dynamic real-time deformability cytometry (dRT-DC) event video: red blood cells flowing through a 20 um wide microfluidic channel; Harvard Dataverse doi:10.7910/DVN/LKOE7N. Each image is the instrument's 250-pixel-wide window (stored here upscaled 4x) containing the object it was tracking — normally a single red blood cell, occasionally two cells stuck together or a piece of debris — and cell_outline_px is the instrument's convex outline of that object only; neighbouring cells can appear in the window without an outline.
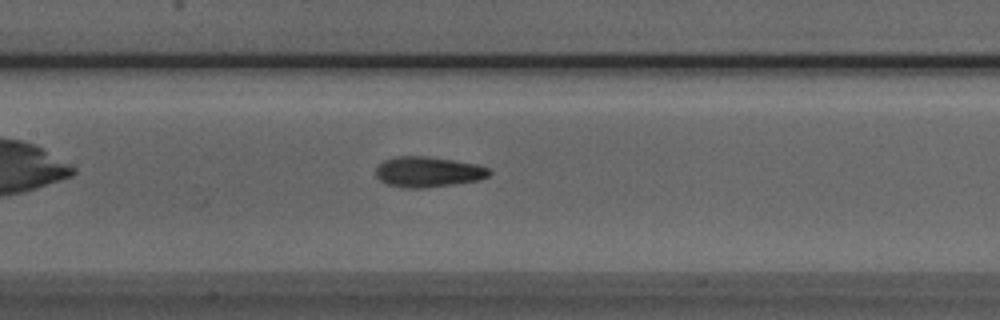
{"species": "Egyptian fruit bat (a non-hibernating species)", "species_latin": "Rousettus aegyptiacus", "temperature_condition": "room temperature", "stored_images_in_passage": 34, "camera_frame_rate_fps": 3000, "um_per_image_px": 0.085, "animal": {"sex": "male"}, "frame": {"image": 1, "passage_image": 13, "time_ms": 4.0, "image_size_px": [1000, 320], "cell_outline_px": [[492, 172], [488, 176], [480, 180], [424, 188], [404, 188], [384, 184], [376, 176], [376, 168], [384, 160], [396, 156], [428, 156], [476, 164], [488, 168]], "centroid_in_image_um": [36.36, 14.61], "position_along_channel_um": 171.0, "area_um2": 20.17}}
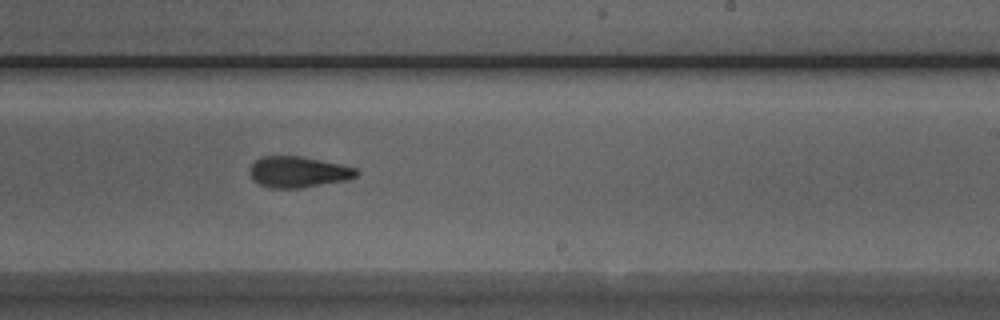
{"frame": {"image": 2, "passage_image": 20, "time_ms": 6.333, "image_size_px": [1000, 320], "cell_outline_px": [[360, 172], [356, 176], [348, 180], [300, 188], [272, 188], [260, 184], [252, 180], [248, 172], [252, 164], [260, 156], [300, 156], [340, 164], [356, 168]], "centroid_in_image_um": [25.33, 14.62], "position_along_channel_um": 263.7, "area_um2": 19.36}}
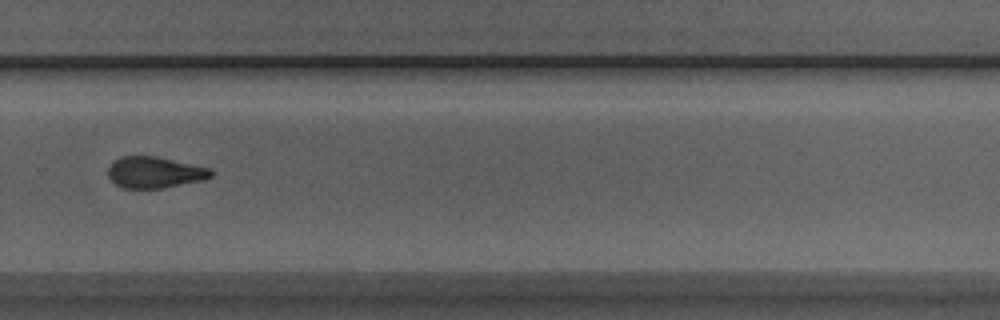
{"frame": {"image": 3, "passage_image": 24, "time_ms": 7.667, "image_size_px": [1000, 320], "cell_outline_px": [[216, 172], [212, 176], [204, 180], [164, 188], [120, 188], [108, 176], [108, 168], [120, 156], [156, 156], [212, 168]], "centroid_in_image_um": [13.2, 14.65], "position_along_channel_um": 316.6, "area_um2": 18.96}}